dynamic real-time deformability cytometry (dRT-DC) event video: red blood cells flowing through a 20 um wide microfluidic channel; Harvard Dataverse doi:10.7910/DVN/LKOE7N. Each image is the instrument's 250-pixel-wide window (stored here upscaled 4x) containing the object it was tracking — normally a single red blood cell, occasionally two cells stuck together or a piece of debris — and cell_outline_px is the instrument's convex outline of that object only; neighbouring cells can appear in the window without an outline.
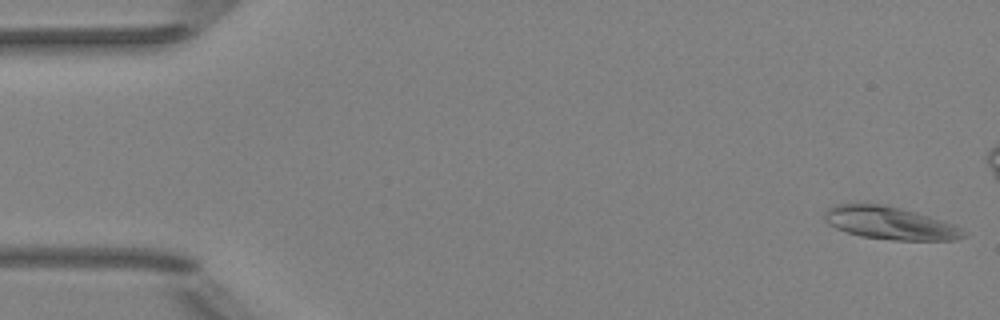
{"species": "Egyptian fruit bat (a non-hibernating species)", "species_latin": "Rousettus aegyptiacus", "temperature_condition": "room temperature", "stored_images_in_passage": 6, "camera_frame_rate_fps": 3000, "um_per_image_px": 0.085, "animal": {"sex": "female"}, "frame": {"image": 1, "passage_image": 1, "time_ms": 0.0, "image_size_px": [1000, 320], "cell_outline_px": [[968, 236], [956, 240], [892, 240], [860, 236], [836, 228], [828, 224], [824, 220], [824, 212], [828, 208], [836, 204], [868, 200], [916, 212], [956, 224], [968, 232]], "centroid_in_image_um": [75.65, 18.92], "position_along_channel_um": 9.4, "area_um2": 27.46}}